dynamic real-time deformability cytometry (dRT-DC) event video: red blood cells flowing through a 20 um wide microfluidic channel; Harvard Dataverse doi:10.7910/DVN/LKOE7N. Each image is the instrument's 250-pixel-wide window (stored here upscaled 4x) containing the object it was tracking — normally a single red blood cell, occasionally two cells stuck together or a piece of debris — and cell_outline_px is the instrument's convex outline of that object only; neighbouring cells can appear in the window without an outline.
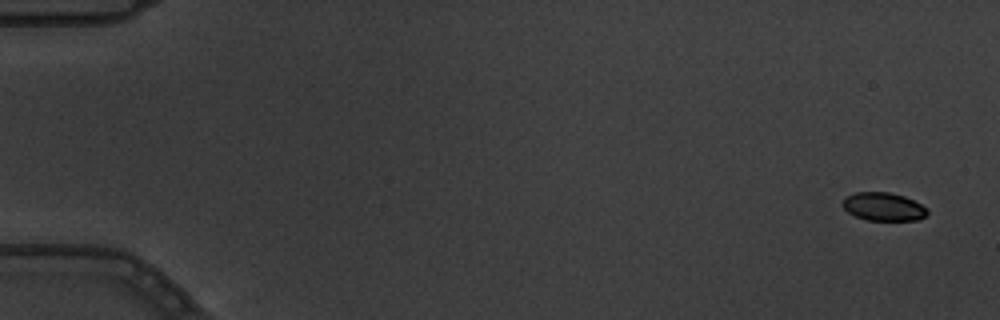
{"species": "common noctule bat (a hibernating species)", "species_latin": "Nyctalus noctula", "temperature_condition": "warm", "stored_images_in_passage": 11, "camera_frame_rate_fps": 3000, "um_per_image_px": 0.085, "animal": {"sex": "male", "body_mass_g": 19.5, "forearm_length_mm": 54.6}, "frame": {"image": 1, "passage_image": 1, "time_ms": 0.0, "image_size_px": [1000, 320], "cell_outline_px": [[928, 212], [924, 216], [916, 220], [868, 220], [856, 216], [848, 212], [844, 208], [844, 200], [848, 196], [856, 192], [888, 192], [904, 196], [928, 208]], "centroid_in_image_um": [75.12, 17.57], "position_along_channel_um": 9.9, "area_um2": 13.64}}
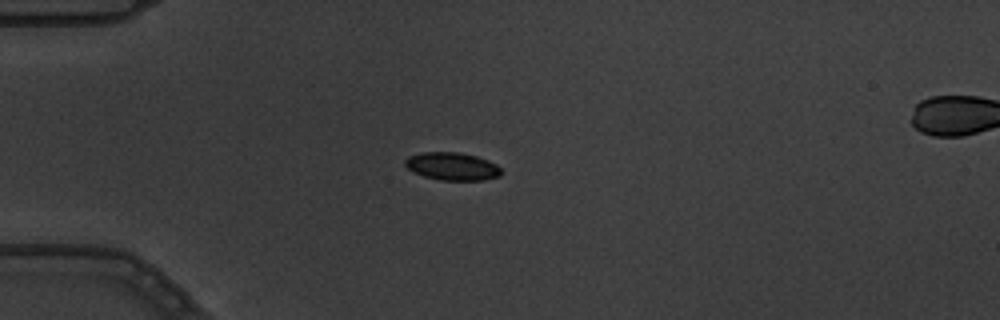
{"frame": {"image": 2, "passage_image": 4, "time_ms": 1.0, "image_size_px": [1000, 320], "cell_outline_px": [[500, 176], [484, 180], [440, 180], [424, 176], [412, 172], [404, 164], [404, 160], [408, 156], [420, 152], [456, 152], [476, 156], [488, 160], [496, 164], [500, 168]], "centroid_in_image_um": [38.4, 14.13], "position_along_channel_um": 46.6, "area_um2": 15.61}}